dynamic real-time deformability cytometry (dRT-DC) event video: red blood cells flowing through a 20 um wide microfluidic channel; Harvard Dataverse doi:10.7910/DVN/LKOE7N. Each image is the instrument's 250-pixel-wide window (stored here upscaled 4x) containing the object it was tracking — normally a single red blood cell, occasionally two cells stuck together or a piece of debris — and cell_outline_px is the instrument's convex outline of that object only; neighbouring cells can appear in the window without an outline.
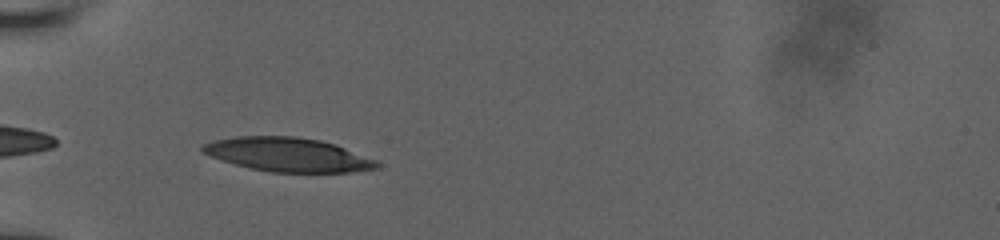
{"species": "human", "species_latin": "Homo sapiens", "temperature_condition": "room temperature", "stored_images_in_passage": 36, "camera_frame_rate_fps": 3000, "um_per_image_px": 0.085, "donor": {"sex": "male"}, "frame": {"image": 1, "passage_image": 2, "time_ms": 0.333, "image_size_px": [1000, 240], "cell_outline_px": [[380, 164], [376, 168], [352, 172], [272, 172], [252, 168], [220, 160], [200, 152], [200, 148], [204, 144], [212, 140], [236, 136], [296, 136], [320, 140], [336, 144], [376, 160]], "centroid_in_image_um": [24.44, 13.13], "position_along_channel_um": 60.6, "area_um2": 34.45}}
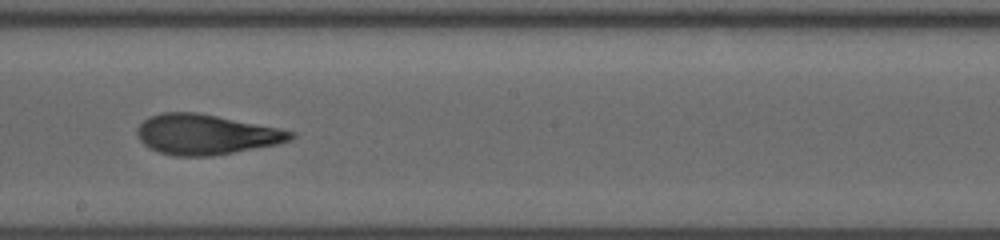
{"frame": {"image": 2, "passage_image": 16, "time_ms": 5.0, "image_size_px": [1000, 240], "cell_outline_px": [[296, 136], [288, 140], [276, 144], [212, 156], [176, 156], [160, 152], [148, 148], [140, 140], [136, 132], [136, 128], [148, 116], [160, 112], [196, 112], [280, 128], [296, 132]], "centroid_in_image_um": [17.47, 11.42], "position_along_channel_um": 230.7, "area_um2": 35.84}}
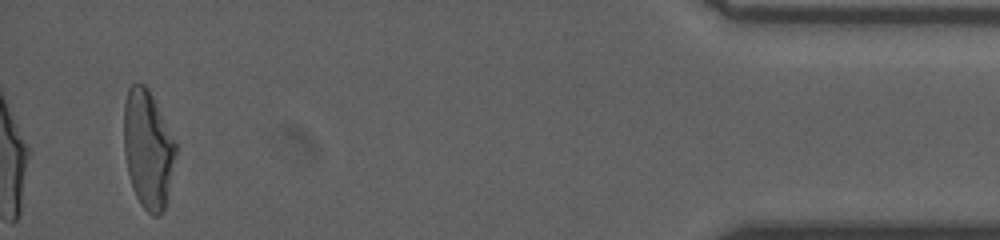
{"frame": {"image": 3, "passage_image": 36, "time_ms": 11.667, "image_size_px": [1000, 240], "cell_outline_px": [[176, 152], [164, 208], [160, 216], [152, 216], [140, 204], [136, 196], [128, 172], [124, 152], [124, 104], [128, 88], [132, 84], [144, 84], [148, 88], [176, 140]], "centroid_in_image_um": [12.57, 12.65], "position_along_channel_um": 422.6, "area_um2": 35.43}, "authors_computed_cell_mechanics": {"area_um2": 35.8071, "velocity_mm_per_s": 3.8911, "shape_relaxation_time_tau1_ms": 5.1164, "shape_relaxation_time_tau2_ms": 1.5953, "deformation_change_tau1": 0.211, "deformation_change_tau2": 0.1041}}